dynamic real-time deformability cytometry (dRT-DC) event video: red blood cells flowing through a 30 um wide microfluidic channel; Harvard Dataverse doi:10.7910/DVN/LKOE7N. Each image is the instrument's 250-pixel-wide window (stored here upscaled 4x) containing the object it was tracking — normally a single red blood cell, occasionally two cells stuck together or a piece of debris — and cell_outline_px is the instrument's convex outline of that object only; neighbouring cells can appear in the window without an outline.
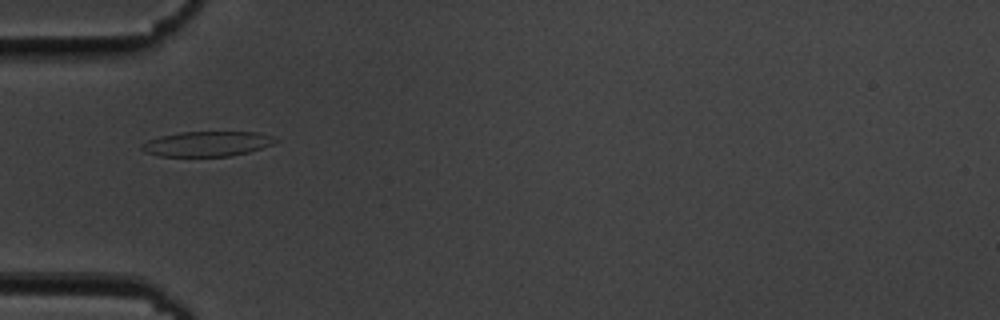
{"species": "common noctule bat (a hibernating species)", "species_latin": "Nyctalus noctula", "temperature_condition": "cold", "stored_images_in_passage": 40, "camera_frame_rate_fps": 3000, "um_per_image_px": 0.085, "animal": {"sex": "male", "body_mass_g": 19.5, "forearm_length_mm": 54.6}, "frame": {"image": 1, "passage_image": 2, "time_ms": 0.333, "image_size_px": [1000, 320], "cell_outline_px": [[280, 140], [272, 144], [248, 152], [228, 156], [160, 156], [144, 152], [140, 148], [140, 144], [148, 140], [160, 136], [180, 132], [256, 132], [272, 136]], "centroid_in_image_um": [17.57, 12.22], "position_along_channel_um": 67.4, "area_um2": 19.42}}
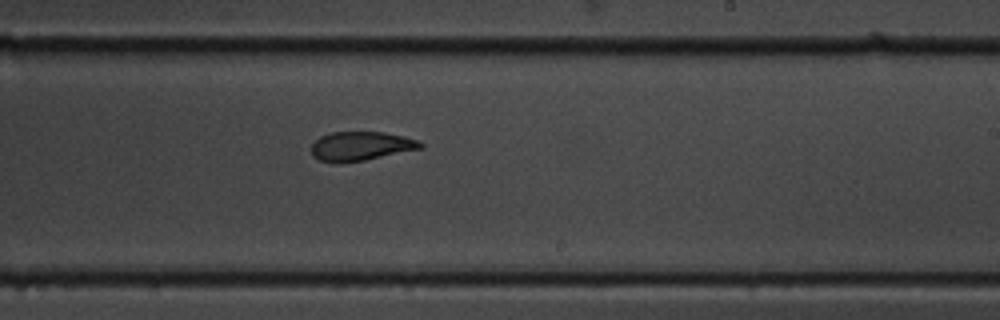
{"frame": {"image": 2, "passage_image": 18, "time_ms": 5.667, "image_size_px": [1000, 320], "cell_outline_px": [[424, 148], [364, 160], [336, 164], [332, 164], [320, 160], [312, 156], [312, 144], [320, 136], [332, 132], [384, 132], [404, 136], [416, 140], [424, 144]], "centroid_in_image_um": [30.66, 12.43], "position_along_channel_um": 258.3, "area_um2": 18.61}}
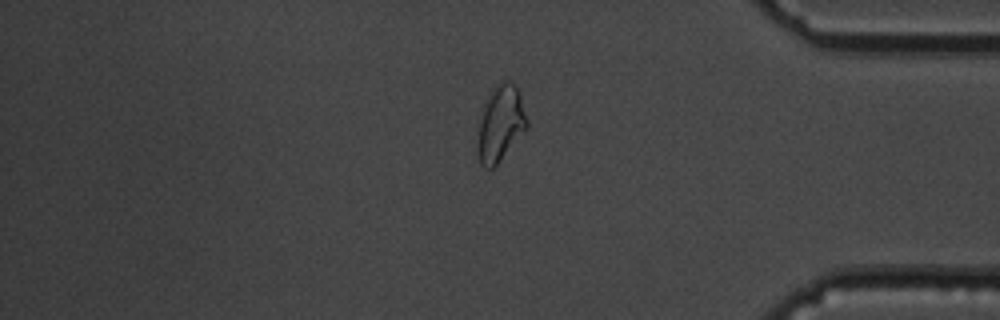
{"frame": {"image": 3, "passage_image": 31, "time_ms": 10.0, "image_size_px": [1000, 320], "cell_outline_px": [[528, 128], [496, 164], [492, 168], [484, 168], [480, 164], [476, 152], [476, 148], [480, 120], [488, 100], [496, 84], [500, 80], [508, 80], [520, 92], [528, 120]], "centroid_in_image_um": [42.56, 10.53], "position_along_channel_um": 392.6, "area_um2": 21.5}, "authors_computed_cell_mechanics": {"area_um2": 19.4208, "velocity_mm_per_s": 3.6032, "shape_relaxation_time_tau1_ms": 4.0403, "shape_relaxation_time_tau2_ms": 1.7269, "deformation_change_tau1": 0.1387, "deformation_change_tau2": 0.0849}}